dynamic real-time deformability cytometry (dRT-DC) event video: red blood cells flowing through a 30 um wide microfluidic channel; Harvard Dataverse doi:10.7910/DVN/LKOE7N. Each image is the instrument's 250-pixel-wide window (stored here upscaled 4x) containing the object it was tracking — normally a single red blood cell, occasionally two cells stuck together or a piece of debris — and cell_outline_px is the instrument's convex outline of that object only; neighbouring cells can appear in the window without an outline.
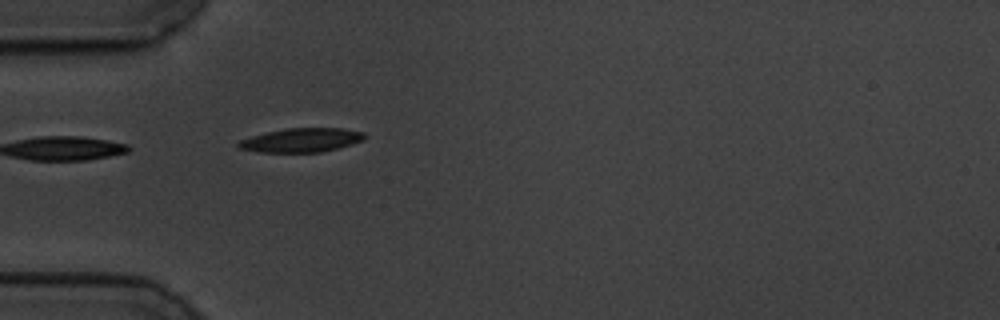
{"species": "common noctule bat (a hibernating species)", "species_latin": "Nyctalus noctula", "temperature_condition": "cold", "stored_images_in_passage": 41, "camera_frame_rate_fps": 3000, "um_per_image_px": 0.085, "animal": {"sex": "male", "body_mass_g": 19.5, "forearm_length_mm": 54.6}, "frame": {"image": 1, "passage_image": 1, "time_ms": 0.0, "image_size_px": [1000, 320], "cell_outline_px": [[364, 140], [352, 144], [320, 152], [260, 152], [240, 148], [236, 144], [240, 140], [252, 136], [268, 132], [288, 128], [340, 128], [364, 132]], "centroid_in_image_um": [25.63, 11.91], "position_along_channel_um": 59.4, "area_um2": 17.34}}
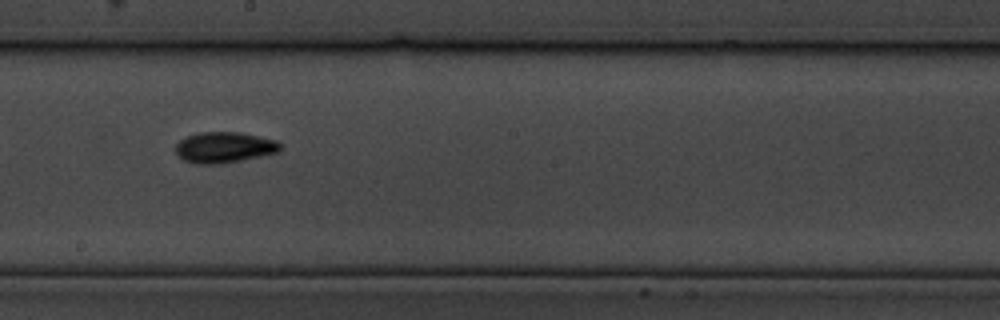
{"frame": {"image": 2, "passage_image": 16, "time_ms": 5.0, "image_size_px": [1000, 320], "cell_outline_px": [[280, 152], [220, 164], [196, 164], [184, 160], [176, 152], [176, 144], [184, 136], [200, 132], [240, 132], [276, 140], [280, 144]], "centroid_in_image_um": [19.04, 12.52], "position_along_channel_um": 229.2, "area_um2": 18.79}}
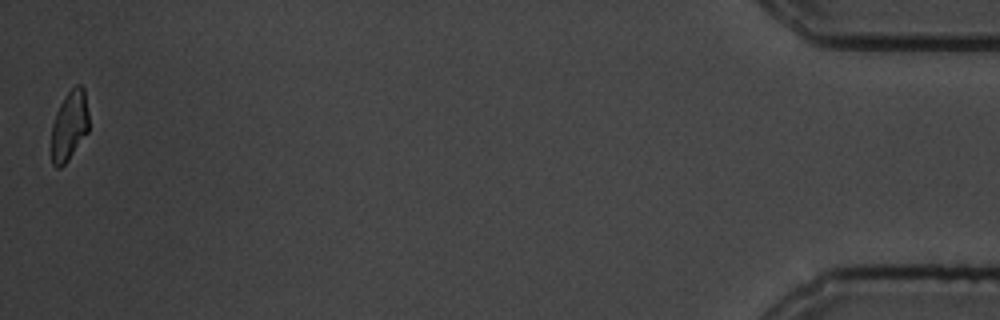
{"frame": {"image": 3, "passage_image": 41, "time_ms": 13.333, "image_size_px": [1000, 320], "cell_outline_px": [[88, 132], [68, 160], [60, 168], [56, 168], [52, 164], [52, 124], [56, 112], [60, 104], [68, 92], [76, 84], [80, 84], [84, 88], [88, 112]], "centroid_in_image_um": [5.9, 10.68], "position_along_channel_um": 429.3, "area_um2": 15.14}, "authors_computed_cell_mechanics": {"area_um2": 16.8198, "velocity_mm_per_s": 3.476, "shape_relaxation_time_tau1_ms": 3.072, "shape_relaxation_time_tau2_ms": 6.1763, "deformation_change_tau1": 0.1263, "deformation_change_tau2": 0.1095}}